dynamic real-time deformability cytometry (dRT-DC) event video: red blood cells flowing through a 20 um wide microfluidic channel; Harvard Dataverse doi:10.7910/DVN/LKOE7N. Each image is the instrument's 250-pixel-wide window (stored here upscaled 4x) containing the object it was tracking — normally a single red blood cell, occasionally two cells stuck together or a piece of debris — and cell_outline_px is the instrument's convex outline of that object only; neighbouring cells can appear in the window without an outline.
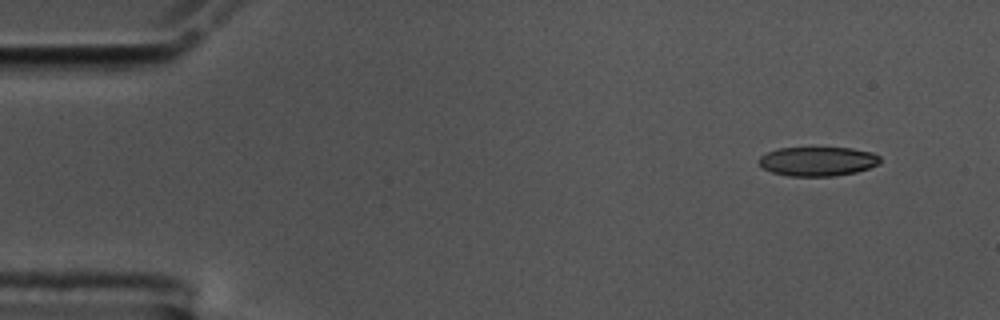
{"species": "common noctule bat (a hibernating species)", "species_latin": "Nyctalus noctula", "temperature_condition": "cold", "stored_images_in_passage": 13, "camera_frame_rate_fps": 3000, "um_per_image_px": 0.085, "animal": {"sex": "male", "body_mass_g": 17.5, "forearm_length_mm": 52.3}, "frame": {"image": 1, "passage_image": 1, "time_ms": 0.0, "image_size_px": [1000, 320], "cell_outline_px": [[880, 164], [856, 172], [836, 176], [788, 176], [772, 172], [764, 168], [756, 160], [760, 156], [768, 152], [780, 148], [852, 148], [872, 152], [880, 156]], "centroid_in_image_um": [69.52, 13.72], "position_along_channel_um": 15.5, "area_um2": 20.69}}